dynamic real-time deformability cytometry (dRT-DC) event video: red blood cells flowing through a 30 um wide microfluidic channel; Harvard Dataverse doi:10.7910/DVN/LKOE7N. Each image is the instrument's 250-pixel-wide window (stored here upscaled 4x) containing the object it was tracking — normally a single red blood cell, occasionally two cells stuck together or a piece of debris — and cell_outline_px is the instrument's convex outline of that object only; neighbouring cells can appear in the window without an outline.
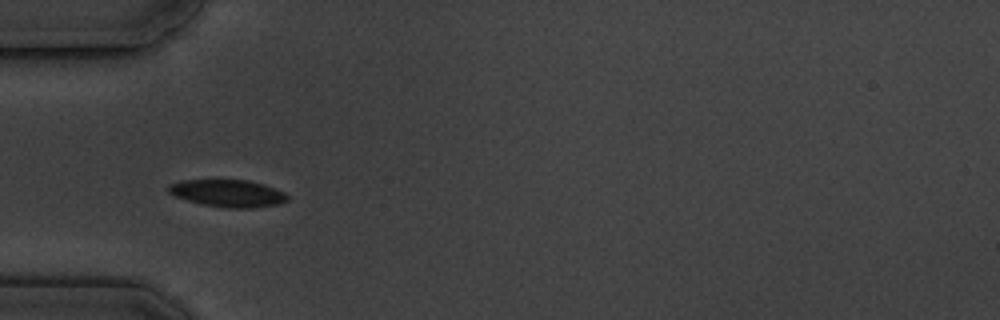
{"species": "common noctule bat (a hibernating species)", "species_latin": "Nyctalus noctula", "temperature_condition": "cold", "stored_images_in_passage": 5, "camera_frame_rate_fps": 3000, "um_per_image_px": 0.085, "animal": {"sex": "male", "body_mass_g": 19.5, "forearm_length_mm": 54.6}, "frame": {"image": 1, "passage_image": 4, "time_ms": 4.333, "image_size_px": [1000, 320], "cell_outline_px": [[288, 200], [280, 204], [252, 208], [228, 208], [200, 204], [176, 196], [168, 192], [168, 184], [180, 180], [248, 180], [264, 184], [284, 192], [288, 196]], "centroid_in_image_um": [19.37, 16.43], "position_along_channel_um": 65.6, "area_um2": 18.96}}